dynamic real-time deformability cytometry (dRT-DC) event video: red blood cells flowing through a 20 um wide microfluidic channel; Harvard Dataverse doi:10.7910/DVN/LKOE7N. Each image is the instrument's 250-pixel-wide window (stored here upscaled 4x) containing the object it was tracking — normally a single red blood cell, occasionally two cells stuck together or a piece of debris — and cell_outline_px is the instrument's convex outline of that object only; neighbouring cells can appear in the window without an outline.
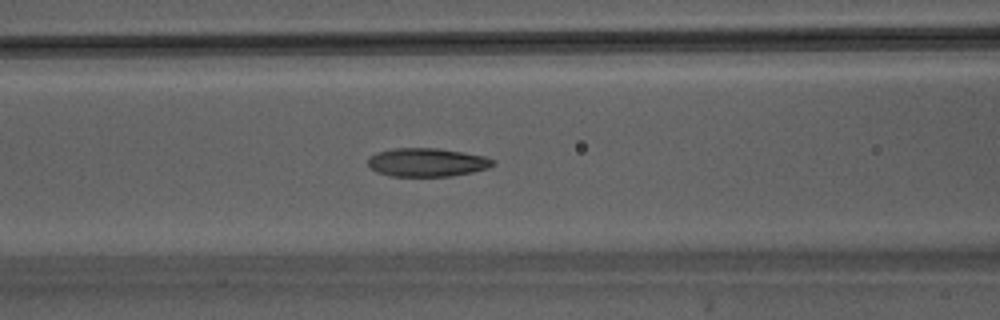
{"species": "Egyptian fruit bat (a non-hibernating species)", "species_latin": "Rousettus aegyptiacus", "temperature_condition": "warm", "stored_images_in_passage": 37, "camera_frame_rate_fps": 3000, "um_per_image_px": 0.085, "animal": {"sex": "male"}, "frame": {"image": 1, "passage_image": 11, "time_ms": 3.333, "image_size_px": [1000, 320], "cell_outline_px": [[496, 164], [488, 168], [472, 172], [452, 176], [392, 176], [376, 172], [368, 164], [368, 156], [376, 152], [396, 148], [436, 148], [484, 156], [496, 160]], "centroid_in_image_um": [36.29, 13.8], "position_along_channel_um": 130.3, "area_um2": 20.75}}
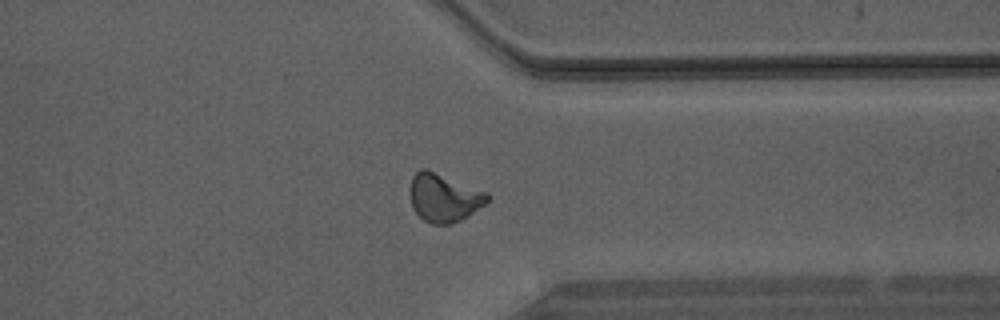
{"frame": {"image": 2, "passage_image": 27, "time_ms": 8.667, "image_size_px": [1000, 320], "cell_outline_px": [[492, 196], [484, 204], [468, 216], [460, 220], [448, 224], [432, 224], [424, 220], [416, 212], [412, 204], [412, 176], [420, 168], [424, 168], [488, 192]], "centroid_in_image_um": [37.77, 16.81], "position_along_channel_um": 373.6, "area_um2": 21.27}}
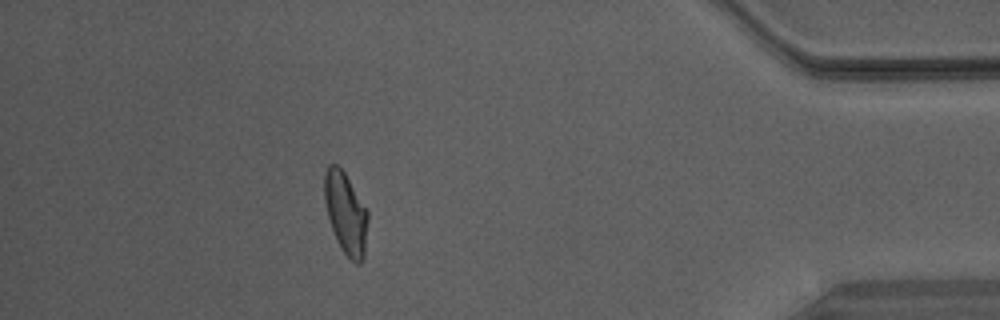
{"frame": {"image": 3, "passage_image": 32, "time_ms": 10.333, "image_size_px": [1000, 320], "cell_outline_px": [[368, 220], [364, 256], [360, 264], [356, 264], [340, 248], [332, 228], [328, 216], [324, 200], [324, 172], [328, 164], [336, 164], [344, 172], [368, 212]], "centroid_in_image_um": [29.38, 18.11], "position_along_channel_um": 405.8, "area_um2": 20.46}}